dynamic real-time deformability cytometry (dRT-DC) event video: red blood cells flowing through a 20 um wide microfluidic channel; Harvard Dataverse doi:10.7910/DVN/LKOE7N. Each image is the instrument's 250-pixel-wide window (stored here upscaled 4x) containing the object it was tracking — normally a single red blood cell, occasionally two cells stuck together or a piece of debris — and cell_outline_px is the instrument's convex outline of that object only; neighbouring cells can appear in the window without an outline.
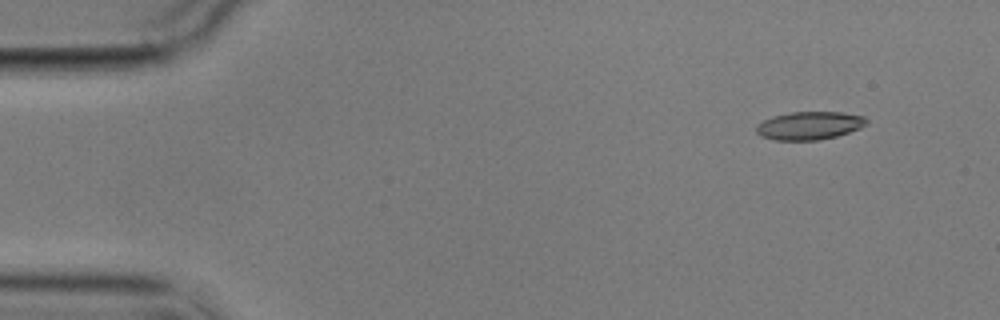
{"species": "common noctule bat (a hibernating species)", "species_latin": "Nyctalus noctula", "temperature_condition": "cold", "stored_images_in_passage": 5, "camera_frame_rate_fps": 3000, "um_per_image_px": 0.085, "animal": {"sex": "male", "body_mass_g": 17.9}, "frame": {"image": 1, "passage_image": 2, "time_ms": 1.333, "image_size_px": [1000, 320], "cell_outline_px": [[868, 124], [860, 128], [836, 136], [820, 140], [776, 140], [760, 136], [756, 132], [756, 124], [772, 116], [792, 112], [840, 112], [864, 116], [868, 120]], "centroid_in_image_um": [68.79, 10.67], "position_along_channel_um": 16.2, "area_um2": 18.09}}
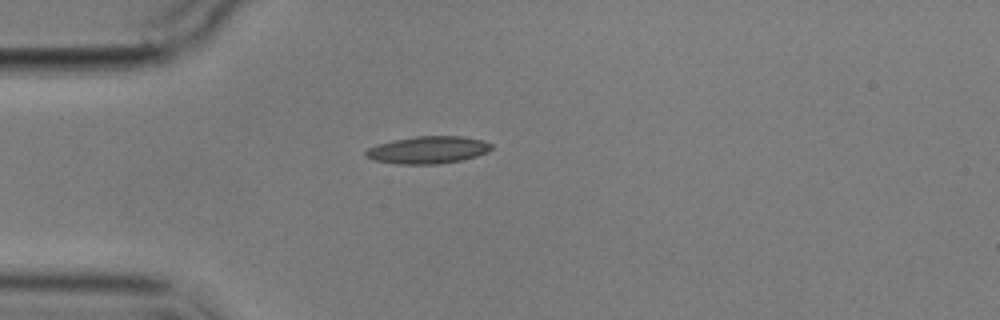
{"frame": {"image": 2, "passage_image": 5, "time_ms": 4.667, "image_size_px": [1000, 320], "cell_outline_px": [[492, 148], [488, 152], [476, 156], [460, 160], [436, 164], [396, 164], [372, 160], [364, 156], [364, 152], [368, 148], [376, 144], [392, 140], [416, 136], [460, 136], [484, 140], [492, 144]], "centroid_in_image_um": [36.34, 12.74], "position_along_channel_um": 48.7, "area_um2": 20.17}}